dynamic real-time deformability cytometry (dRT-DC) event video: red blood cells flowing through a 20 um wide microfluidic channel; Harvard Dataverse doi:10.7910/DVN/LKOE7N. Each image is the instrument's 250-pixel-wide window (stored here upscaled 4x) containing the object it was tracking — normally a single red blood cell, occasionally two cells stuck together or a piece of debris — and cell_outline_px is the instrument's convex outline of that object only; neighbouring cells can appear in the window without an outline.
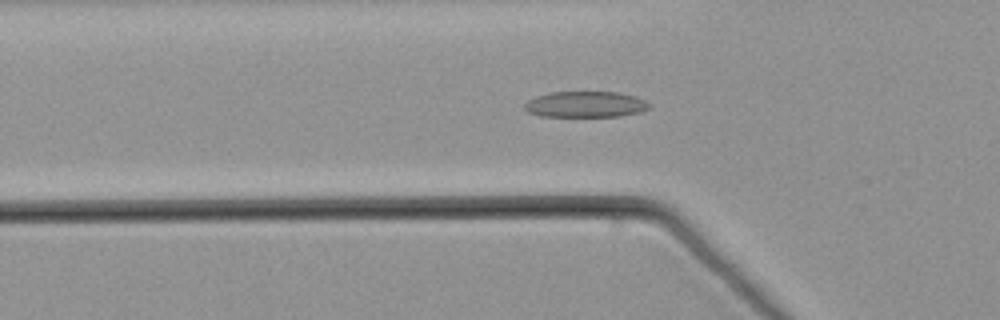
{"species": "common noctule bat (a hibernating species)", "species_latin": "Nyctalus noctula", "temperature_condition": "warm", "stored_images_in_passage": 51, "camera_frame_rate_fps": 3000, "um_per_image_px": 0.085, "animal": {"sex": "male", "body_mass_g": 21.5, "forearm_length_mm": 52.0}, "frame": {"image": 1, "passage_image": 15, "time_ms": 4.667, "image_size_px": [1000, 320], "cell_outline_px": [[652, 104], [648, 108], [640, 112], [620, 116], [540, 116], [528, 112], [524, 108], [524, 104], [528, 100], [536, 96], [552, 92], [616, 92], [636, 96]], "centroid_in_image_um": [49.77, 8.87], "position_along_channel_um": 76.0, "area_um2": 18.84}}
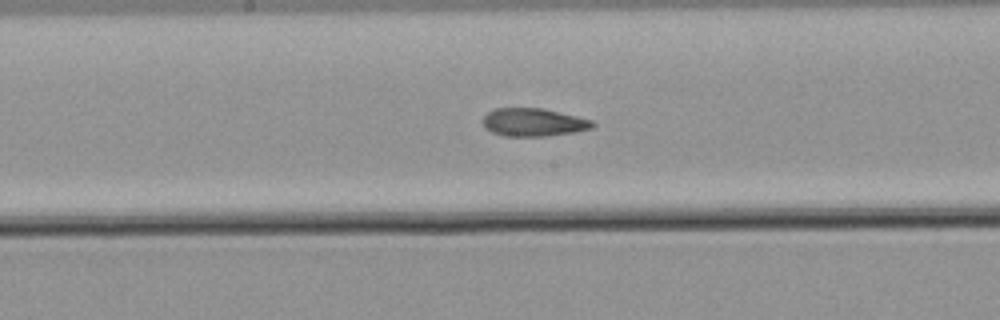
{"frame": {"image": 2, "passage_image": 25, "time_ms": 8.0, "image_size_px": [1000, 320], "cell_outline_px": [[596, 124], [592, 128], [572, 132], [544, 136], [504, 136], [492, 132], [484, 128], [484, 116], [488, 112], [496, 108], [540, 108], [592, 120]], "centroid_in_image_um": [45.32, 10.4], "position_along_channel_um": 202.9, "area_um2": 17.63}}
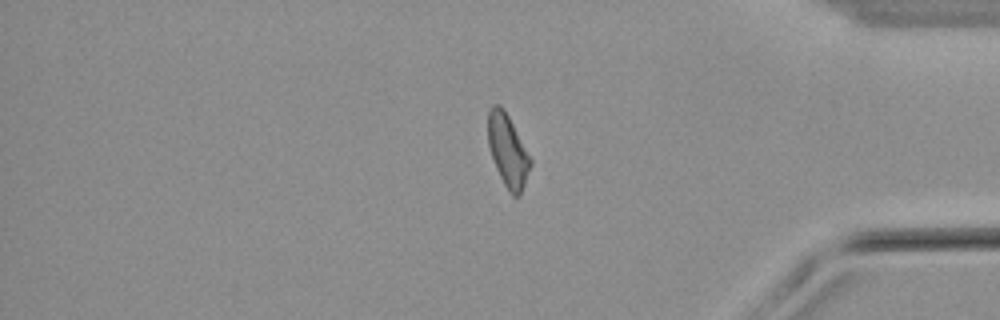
{"frame": {"image": 3, "passage_image": 42, "time_ms": 13.667, "image_size_px": [1000, 320], "cell_outline_px": [[532, 164], [520, 196], [512, 196], [508, 192], [496, 168], [488, 144], [488, 112], [492, 104], [500, 104], [504, 108], [532, 160]], "centroid_in_image_um": [43.16, 12.81], "position_along_channel_um": 392.0, "area_um2": 17.86}}